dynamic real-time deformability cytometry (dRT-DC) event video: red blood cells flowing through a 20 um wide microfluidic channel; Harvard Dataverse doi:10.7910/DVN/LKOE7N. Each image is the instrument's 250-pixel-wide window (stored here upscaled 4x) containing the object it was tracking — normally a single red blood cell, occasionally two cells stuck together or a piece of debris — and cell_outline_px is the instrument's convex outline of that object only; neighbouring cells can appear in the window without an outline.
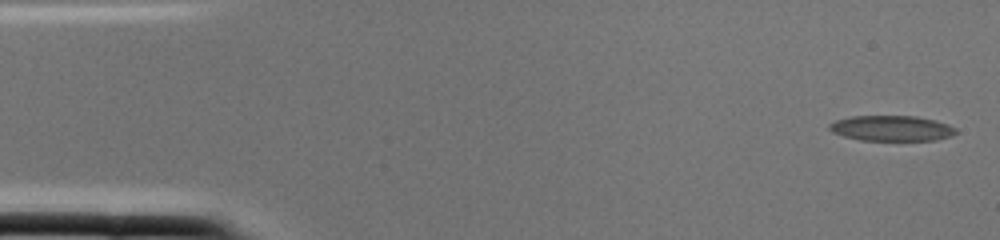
{"species": "common noctule bat (a hibernating species)", "species_latin": "Nyctalus noctula", "temperature_condition": "cold", "stored_images_in_passage": 2, "camera_frame_rate_fps": 3000, "um_per_image_px": 0.085, "animal": {"sex": "female", "body_mass_g": 22.0, "forearm_length_mm": 56.7}, "frame": {"image": 1, "passage_image": 1, "time_ms": 0.0, "image_size_px": [1000, 240], "cell_outline_px": [[956, 132], [952, 136], [936, 140], [860, 140], [844, 136], [832, 132], [828, 128], [828, 124], [836, 120], [852, 116], [916, 116], [936, 120], [948, 124], [956, 128]], "centroid_in_image_um": [75.79, 10.9], "position_along_channel_um": 9.2, "area_um2": 18.79}}
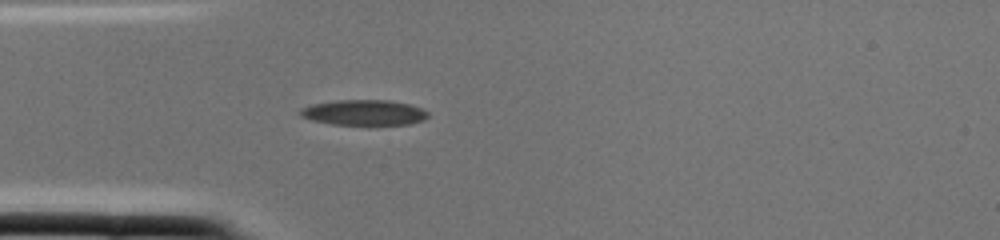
{"frame": {"image": 2, "passage_image": 2, "time_ms": 0.333, "image_size_px": [1000, 240], "cell_outline_px": [[428, 116], [424, 120], [408, 124], [368, 128], [332, 124], [312, 120], [300, 116], [296, 112], [300, 108], [308, 104], [336, 100], [388, 100], [408, 104], [420, 108], [428, 112]], "centroid_in_image_um": [30.88, 9.61], "position_along_channel_um": 54.1, "area_um2": 20.06}}